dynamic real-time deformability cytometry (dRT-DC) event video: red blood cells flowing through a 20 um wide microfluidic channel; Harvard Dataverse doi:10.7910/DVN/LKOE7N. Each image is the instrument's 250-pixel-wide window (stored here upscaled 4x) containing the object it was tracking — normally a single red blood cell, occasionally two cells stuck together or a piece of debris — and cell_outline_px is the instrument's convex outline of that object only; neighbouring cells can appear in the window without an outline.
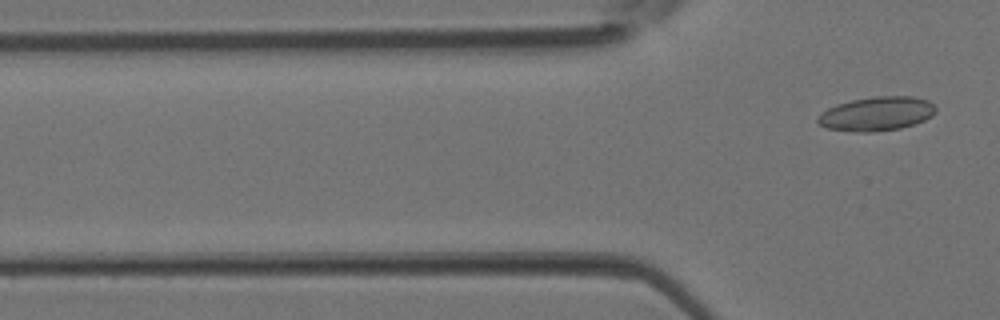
{"species": "Egyptian fruit bat (a non-hibernating species)", "species_latin": "Rousettus aegyptiacus", "temperature_condition": "room temperature", "stored_images_in_passage": 5, "camera_frame_rate_fps": 3000, "um_per_image_px": 0.085, "animal": {"sex": "female"}, "frame": {"image": 1, "passage_image": 5, "time_ms": 1.333, "image_size_px": [1000, 320], "cell_outline_px": [[936, 112], [932, 116], [924, 120], [900, 128], [872, 132], [856, 132], [828, 128], [816, 124], [816, 116], [820, 112], [836, 104], [852, 100], [876, 96], [912, 96], [928, 100], [936, 108]], "centroid_in_image_um": [74.47, 9.67], "position_along_channel_um": 51.3, "area_um2": 23.52}}